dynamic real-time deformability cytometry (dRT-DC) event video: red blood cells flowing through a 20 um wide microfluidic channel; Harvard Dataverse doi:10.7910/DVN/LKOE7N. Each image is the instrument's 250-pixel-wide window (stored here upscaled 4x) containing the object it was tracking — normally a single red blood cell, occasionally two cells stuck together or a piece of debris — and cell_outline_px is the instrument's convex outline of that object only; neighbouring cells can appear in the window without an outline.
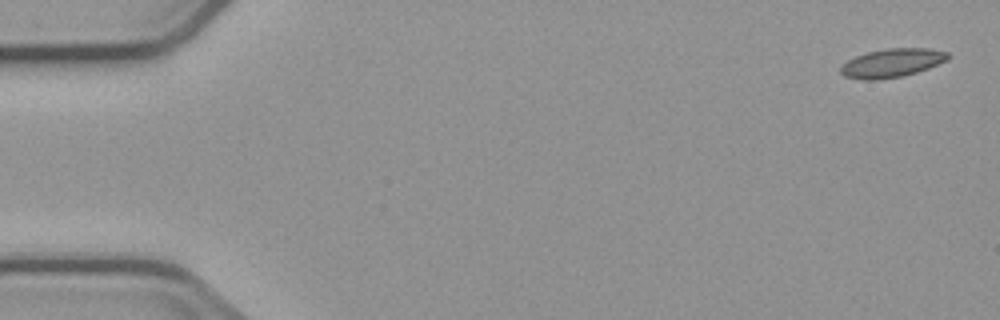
{"species": "common noctule bat (a hibernating species)", "species_latin": "Nyctalus noctula", "temperature_condition": "cold", "stored_images_in_passage": 4, "camera_frame_rate_fps": 3000, "um_per_image_px": 0.085, "animal": {"sex": "male", "body_mass_g": 23.1, "forearm_length_mm": 52.7}, "frame": {"image": 1, "passage_image": 1, "time_ms": 0.0, "image_size_px": [1000, 320], "cell_outline_px": [[952, 56], [948, 60], [928, 68], [904, 76], [876, 80], [864, 80], [844, 76], [840, 72], [840, 64], [856, 56], [868, 52], [888, 48], [928, 48], [948, 52]], "centroid_in_image_um": [75.82, 5.35], "position_along_channel_um": 9.2, "area_um2": 18.03}}